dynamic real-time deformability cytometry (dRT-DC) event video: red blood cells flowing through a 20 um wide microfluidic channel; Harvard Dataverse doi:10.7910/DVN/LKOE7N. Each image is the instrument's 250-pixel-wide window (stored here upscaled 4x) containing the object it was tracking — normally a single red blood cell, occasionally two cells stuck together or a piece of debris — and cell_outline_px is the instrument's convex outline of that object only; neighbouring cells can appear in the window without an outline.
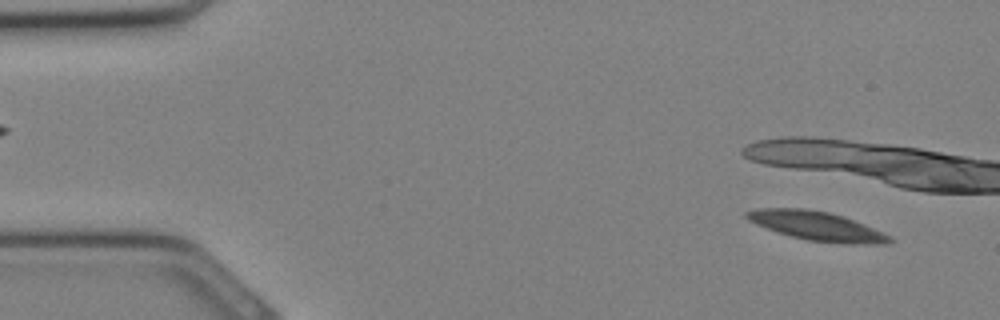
{"species": "Egyptian fruit bat (a non-hibernating species)", "species_latin": "Rousettus aegyptiacus", "temperature_condition": "cold", "stored_images_in_passage": 7, "camera_frame_rate_fps": 3000, "um_per_image_px": 0.085, "animal": {"sex": "female"}, "frame": {"image": 1, "passage_image": 2, "time_ms": 0.333, "image_size_px": [1000, 320], "cell_outline_px": [[896, 240], [888, 244], [844, 244], [808, 240], [792, 236], [756, 224], [748, 220], [744, 216], [744, 212], [756, 208], [804, 208], [828, 212], [844, 216], [872, 228]], "centroid_in_image_um": [69.42, 19.2], "position_along_channel_um": 15.6, "area_um2": 23.99}}